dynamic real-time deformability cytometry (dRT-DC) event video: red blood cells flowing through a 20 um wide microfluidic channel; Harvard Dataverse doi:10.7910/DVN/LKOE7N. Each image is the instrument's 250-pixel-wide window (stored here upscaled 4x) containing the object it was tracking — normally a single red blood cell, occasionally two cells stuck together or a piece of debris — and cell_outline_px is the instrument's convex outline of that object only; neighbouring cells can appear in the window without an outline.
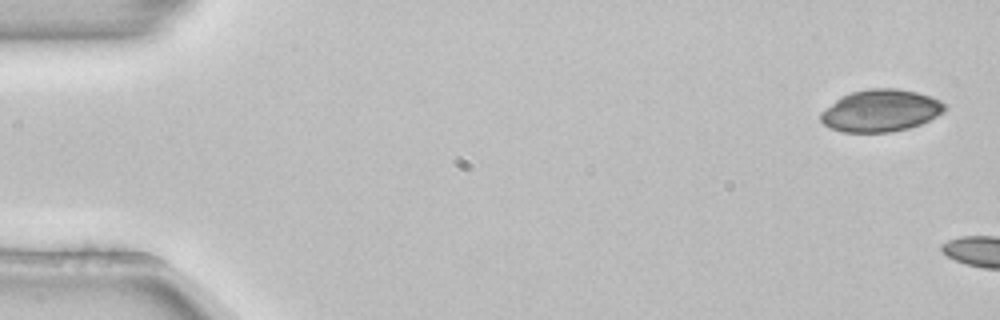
{"species": "common noctule bat (a hibernating species)", "species_latin": "Nyctalus noctula", "temperature_condition": "room temperature", "stored_images_in_passage": 5, "camera_frame_rate_fps": 3000, "um_per_image_px": 0.085, "animal": {"sex": "female", "body_mass_g": 22.7, "forearm_length_mm": 54.2}, "frame": {"image": 1, "passage_image": 1, "time_ms": 0.0, "image_size_px": [1000, 320], "cell_outline_px": [[944, 112], [920, 124], [908, 128], [888, 132], [840, 132], [824, 124], [820, 120], [820, 112], [836, 100], [852, 92], [868, 88], [896, 88], [916, 92], [932, 96], [940, 100], [944, 104]], "centroid_in_image_um": [74.85, 9.4], "position_along_channel_um": 10.2, "area_um2": 30.23}}